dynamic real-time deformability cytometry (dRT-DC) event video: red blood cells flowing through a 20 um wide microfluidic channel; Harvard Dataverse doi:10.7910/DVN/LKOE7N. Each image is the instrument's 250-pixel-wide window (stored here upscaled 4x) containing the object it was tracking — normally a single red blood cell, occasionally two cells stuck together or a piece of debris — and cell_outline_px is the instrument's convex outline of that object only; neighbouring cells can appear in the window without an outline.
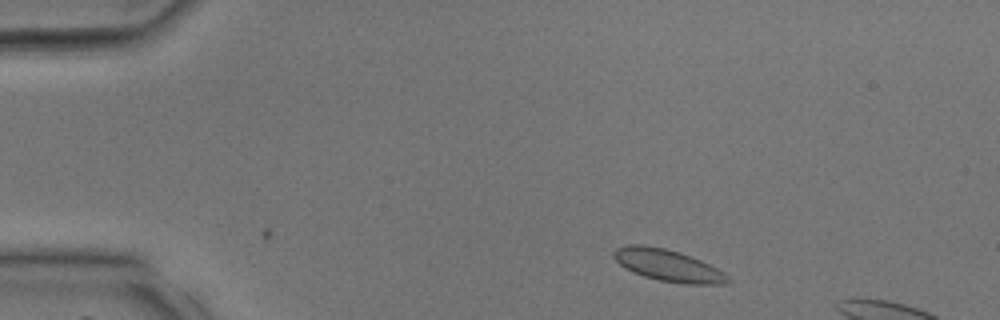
{"species": "common noctule bat (a hibernating species)", "species_latin": "Nyctalus noctula", "temperature_condition": "room temperature", "stored_images_in_passage": 6, "camera_frame_rate_fps": 3000, "um_per_image_px": 0.085, "animal": {"sex": "male", "body_mass_g": 17.9, "forearm_length_mm": 54.2}, "frame": {"image": 1, "passage_image": 1, "time_ms": 0.0, "image_size_px": [1000, 320], "cell_outline_px": [[732, 280], [728, 284], [684, 284], [660, 280], [644, 276], [624, 268], [612, 256], [612, 252], [616, 248], [628, 244], [644, 244], [664, 248], [680, 252], [700, 260], [724, 272]], "centroid_in_image_um": [56.77, 22.55], "position_along_channel_um": 28.2, "area_um2": 21.21}}